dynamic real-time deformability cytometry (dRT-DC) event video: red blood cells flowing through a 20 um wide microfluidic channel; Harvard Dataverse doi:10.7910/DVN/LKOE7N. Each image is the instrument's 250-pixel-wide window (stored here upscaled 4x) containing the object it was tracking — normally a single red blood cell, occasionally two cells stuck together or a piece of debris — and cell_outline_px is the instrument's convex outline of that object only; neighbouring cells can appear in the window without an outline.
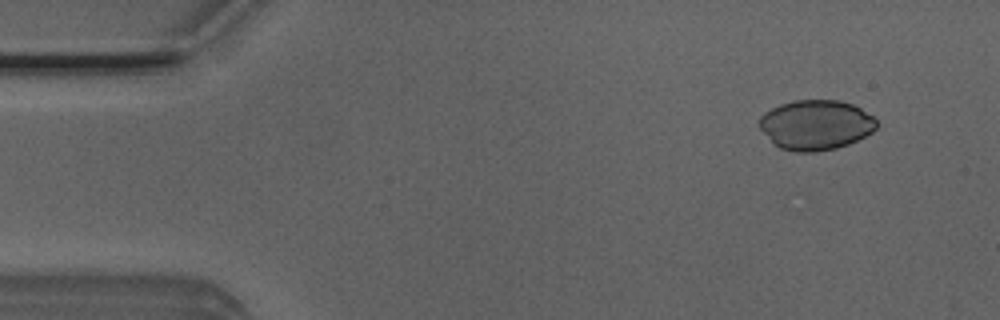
{"species": "Egyptian fruit bat (a non-hibernating species)", "species_latin": "Rousettus aegyptiacus", "temperature_condition": "room temperature", "stored_images_in_passage": 52, "camera_frame_rate_fps": 3000, "um_per_image_px": 0.085, "animal": {"sex": "male"}, "frame": {"image": 1, "passage_image": 5, "time_ms": 1.333, "image_size_px": [1000, 320], "cell_outline_px": [[876, 128], [872, 132], [848, 144], [836, 148], [816, 152], [796, 152], [780, 148], [772, 144], [760, 128], [760, 116], [764, 112], [780, 104], [796, 100], [840, 100], [852, 104], [860, 108], [872, 116], [876, 120]], "centroid_in_image_um": [69.31, 10.62], "position_along_channel_um": 15.7, "area_um2": 34.1}}
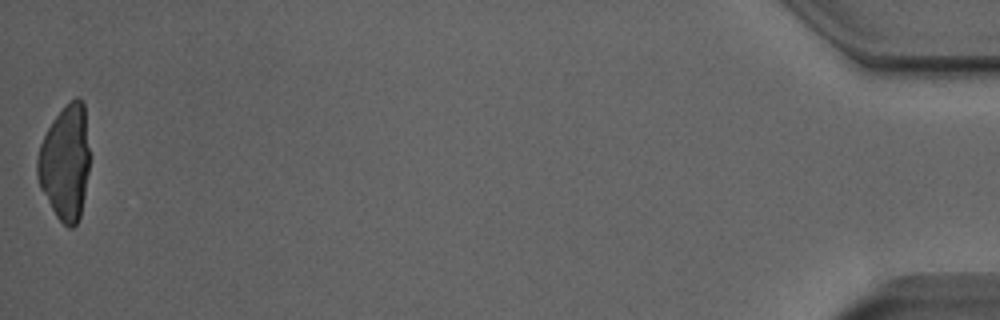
{"frame": {"image": 2, "passage_image": 52, "time_ms": 17.0, "image_size_px": [1000, 320], "cell_outline_px": [[88, 172], [84, 196], [80, 216], [76, 224], [72, 228], [68, 228], [56, 216], [40, 188], [36, 172], [36, 160], [40, 144], [52, 120], [76, 96], [84, 104], [88, 148]], "centroid_in_image_um": [5.52, 13.85], "position_along_channel_um": 429.7, "area_um2": 34.56}}